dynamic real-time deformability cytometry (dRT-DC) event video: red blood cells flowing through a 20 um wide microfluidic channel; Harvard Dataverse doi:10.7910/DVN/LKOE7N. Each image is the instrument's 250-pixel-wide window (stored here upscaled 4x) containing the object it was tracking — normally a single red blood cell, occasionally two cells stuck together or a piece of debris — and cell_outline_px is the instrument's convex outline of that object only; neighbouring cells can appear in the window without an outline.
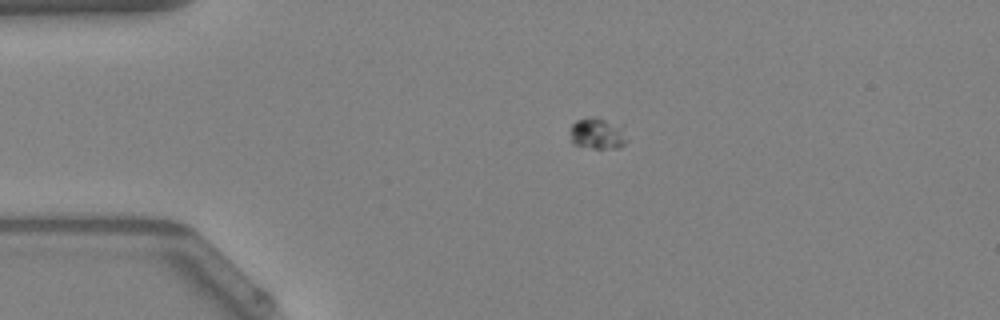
{"species": "Egyptian fruit bat (a non-hibernating species)", "species_latin": "Rousettus aegyptiacus", "temperature_condition": "warm", "stored_images_in_passage": 51, "camera_frame_rate_fps": 3000, "um_per_image_px": 0.085, "animal": {"sex": "female"}, "frame": {"image": 1, "passage_image": 10, "time_ms": 3.0, "image_size_px": [1000, 320], "cell_outline_px": [[628, 140], [620, 148], [592, 148], [572, 144], [572, 124], [576, 120], [592, 116], [624, 124]], "centroid_in_image_um": [50.88, 11.33], "position_along_channel_um": 34.1, "area_um2": 10.64}}
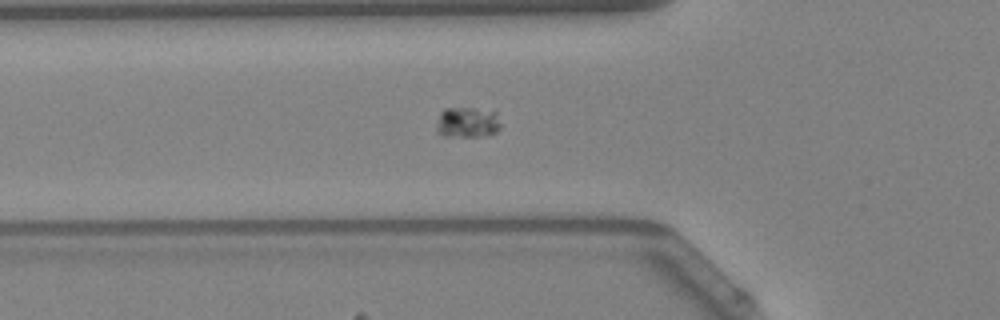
{"frame": {"image": 2, "passage_image": 17, "time_ms": 5.333, "image_size_px": [1000, 320], "cell_outline_px": [[500, 128], [492, 136], [444, 136], [436, 128], [440, 112], [444, 108], [472, 108], [496, 112], [500, 124]], "centroid_in_image_um": [39.75, 10.41], "position_along_channel_um": 86.0, "area_um2": 11.44}}
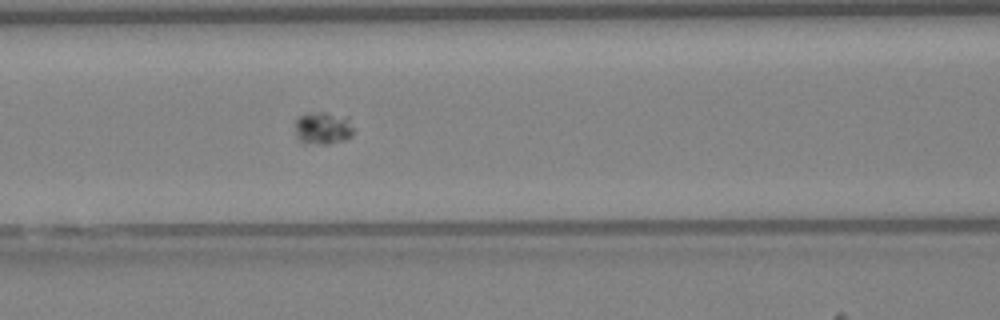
{"frame": {"image": 3, "passage_image": 21, "time_ms": 6.667, "image_size_px": [1000, 320], "cell_outline_px": [[356, 128], [352, 136], [348, 140], [328, 144], [320, 144], [296, 140], [296, 116], [308, 112], [324, 112], [348, 116]], "centroid_in_image_um": [27.52, 10.87], "position_along_channel_um": 139.1, "area_um2": 11.62}}